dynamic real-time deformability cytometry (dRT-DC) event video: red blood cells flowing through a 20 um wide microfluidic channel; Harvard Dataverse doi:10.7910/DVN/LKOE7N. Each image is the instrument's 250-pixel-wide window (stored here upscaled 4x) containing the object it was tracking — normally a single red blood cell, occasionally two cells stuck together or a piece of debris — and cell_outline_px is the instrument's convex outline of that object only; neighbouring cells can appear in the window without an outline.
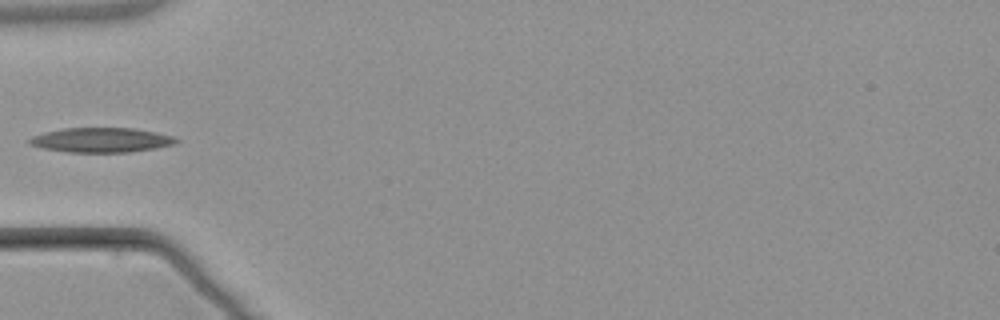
{"species": "common noctule bat (a hibernating species)", "species_latin": "Nyctalus noctula", "temperature_condition": "warm", "stored_images_in_passage": 5, "camera_frame_rate_fps": 3000, "um_per_image_px": 0.085, "animal": {"sex": "male", "body_mass_g": 21.5, "forearm_length_mm": 52.0}, "frame": {"image": 1, "passage_image": 5, "time_ms": 5.667, "image_size_px": [1000, 320], "cell_outline_px": [[180, 140], [176, 144], [156, 148], [128, 152], [68, 152], [40, 148], [28, 144], [28, 140], [32, 136], [44, 132], [64, 128], [136, 128], [156, 132], [172, 136]], "centroid_in_image_um": [8.6, 11.9], "position_along_channel_um": 76.4, "area_um2": 21.21}}